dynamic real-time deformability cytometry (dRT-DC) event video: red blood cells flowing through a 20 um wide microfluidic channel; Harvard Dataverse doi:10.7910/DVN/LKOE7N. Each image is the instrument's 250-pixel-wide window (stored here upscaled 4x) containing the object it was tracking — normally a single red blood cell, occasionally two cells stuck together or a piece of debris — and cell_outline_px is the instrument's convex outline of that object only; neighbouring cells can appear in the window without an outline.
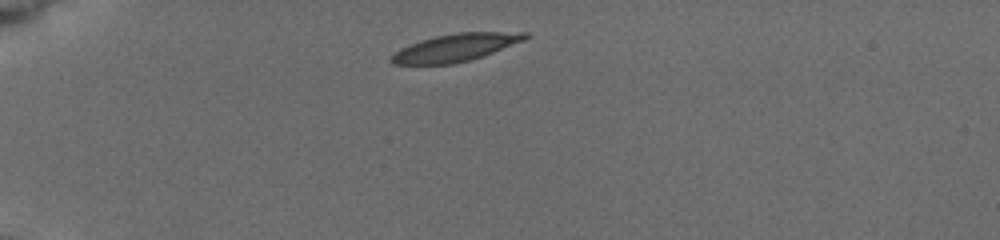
{"species": "common noctule bat (a hibernating species)", "species_latin": "Nyctalus noctula", "temperature_condition": "cold", "stored_images_in_passage": 2, "camera_frame_rate_fps": 3000, "um_per_image_px": 0.085, "animal": {"sex": "female", "body_mass_g": 19.5, "forearm_length_mm": 54.1}, "frame": {"image": 1, "passage_image": 1, "time_ms": 0.0, "image_size_px": [1000, 240], "cell_outline_px": [[532, 36], [524, 40], [484, 56], [452, 64], [392, 64], [388, 60], [400, 48], [420, 40], [436, 36], [456, 32], [528, 32]], "centroid_in_image_um": [38.74, 4.03], "position_along_channel_um": 46.3, "area_um2": 21.5}}